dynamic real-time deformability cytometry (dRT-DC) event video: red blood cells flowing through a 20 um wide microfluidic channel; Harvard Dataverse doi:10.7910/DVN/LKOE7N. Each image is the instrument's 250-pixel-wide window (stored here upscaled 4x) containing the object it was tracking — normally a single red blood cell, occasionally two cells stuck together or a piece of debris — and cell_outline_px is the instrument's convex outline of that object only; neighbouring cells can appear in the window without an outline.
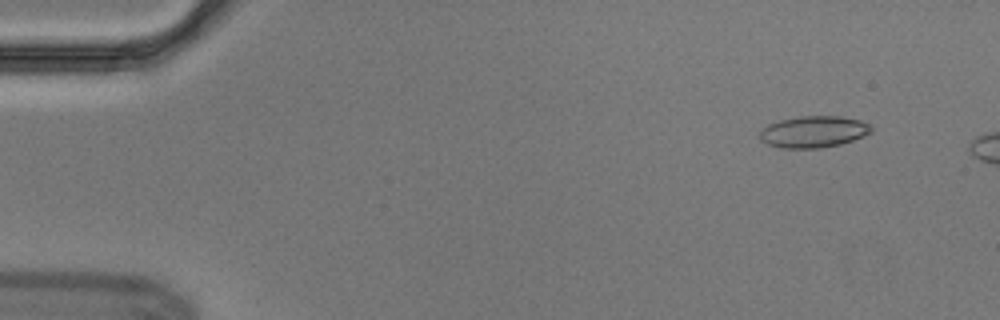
{"species": "Egyptian fruit bat (a non-hibernating species)", "species_latin": "Rousettus aegyptiacus", "temperature_condition": "cold", "stored_images_in_passage": 4, "camera_frame_rate_fps": 3000, "um_per_image_px": 0.085, "animal": {"sex": "male"}, "frame": {"image": 1, "passage_image": 2, "time_ms": 0.333, "image_size_px": [1000, 320], "cell_outline_px": [[872, 132], [864, 136], [840, 144], [820, 148], [780, 148], [768, 144], [760, 140], [760, 128], [768, 124], [780, 120], [800, 116], [840, 116], [860, 120], [868, 124], [872, 128]], "centroid_in_image_um": [69.13, 11.2], "position_along_channel_um": 15.9, "area_um2": 20.58}}